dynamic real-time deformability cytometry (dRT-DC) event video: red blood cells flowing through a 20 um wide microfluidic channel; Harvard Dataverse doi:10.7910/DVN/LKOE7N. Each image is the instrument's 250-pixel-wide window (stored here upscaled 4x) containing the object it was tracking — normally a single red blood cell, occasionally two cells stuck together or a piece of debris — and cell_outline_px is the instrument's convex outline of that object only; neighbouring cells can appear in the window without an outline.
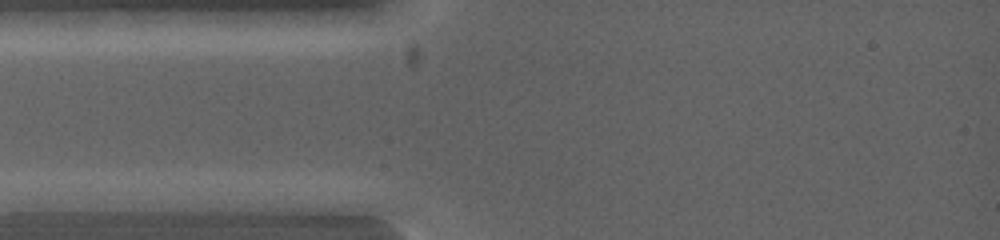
{"species": "common noctule bat (a hibernating species)", "species_latin": "Nyctalus noctula", "temperature_condition": "warm", "stored_images_in_passage": 3, "camera_frame_rate_fps": 5000, "um_per_image_px": 0.085, "animal": {"sex": "female", "body_mass_g": 19.0, "forearm_length_mm": 53.3}, "frame": {"image": 1, "passage_image": 1, "time_ms": 0.0, "image_size_px": [1000, 240], "cell_outline_px": [[140, 200], [92, 212], [16, 212], [12, 200], [20, 192], [120, 192]], "centroid_in_image_um": [5.87, 17.13], "position_along_channel_um": 79.1, "area_um2": 15.43}}